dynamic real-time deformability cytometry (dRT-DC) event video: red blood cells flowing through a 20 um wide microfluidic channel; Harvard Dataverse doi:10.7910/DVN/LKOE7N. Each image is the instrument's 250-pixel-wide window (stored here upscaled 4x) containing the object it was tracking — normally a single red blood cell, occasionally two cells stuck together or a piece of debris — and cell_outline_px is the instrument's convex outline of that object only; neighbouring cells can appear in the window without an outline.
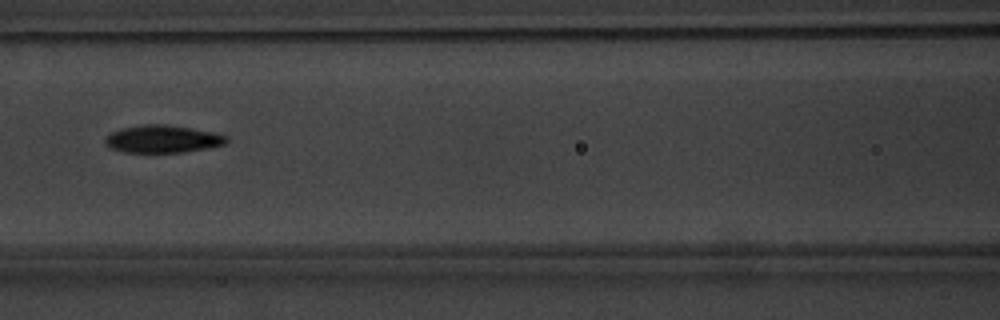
{"species": "common noctule bat (a hibernating species)", "species_latin": "Nyctalus noctula", "temperature_condition": "warm", "stored_images_in_passage": 36, "camera_frame_rate_fps": 3000, "um_per_image_px": 0.085, "animal": {"sex": "male", "body_mass_g": 20.1, "forearm_length_mm": 53.5}, "frame": {"image": 1, "passage_image": 11, "time_ms": 3.333, "image_size_px": [1000, 320], "cell_outline_px": [[228, 140], [224, 144], [208, 148], [184, 152], [124, 152], [112, 148], [104, 144], [104, 140], [112, 132], [124, 128], [144, 124], [164, 124], [192, 128], [216, 132], [228, 136]], "centroid_in_image_um": [13.86, 11.81], "position_along_channel_um": 152.7, "area_um2": 19.42}}